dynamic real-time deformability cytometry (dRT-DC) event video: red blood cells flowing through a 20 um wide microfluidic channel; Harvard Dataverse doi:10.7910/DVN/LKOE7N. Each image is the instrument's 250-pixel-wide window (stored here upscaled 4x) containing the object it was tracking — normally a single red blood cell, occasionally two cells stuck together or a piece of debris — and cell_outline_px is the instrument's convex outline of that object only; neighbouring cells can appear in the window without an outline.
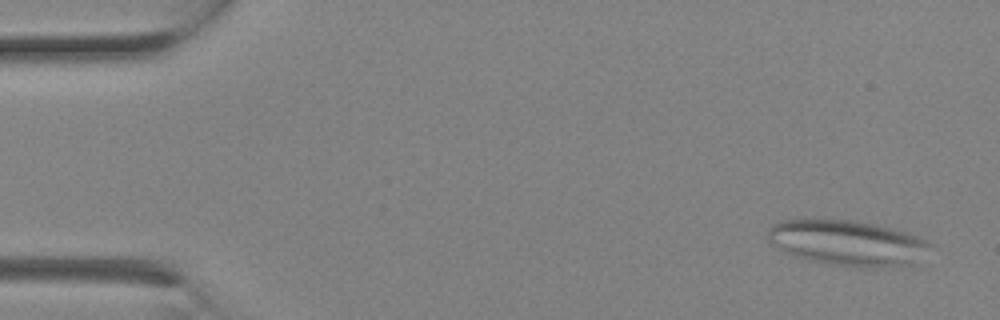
{"species": "Egyptian fruit bat (a non-hibernating species)", "species_latin": "Rousettus aegyptiacus", "temperature_condition": "room temperature", "stored_images_in_passage": 2, "camera_frame_rate_fps": 3000, "um_per_image_px": 0.085, "animal": {"sex": "female"}, "frame": {"image": 1, "passage_image": 1, "time_ms": 0.0, "image_size_px": [1000, 320], "cell_outline_px": [[936, 244], [916, 264], [868, 268], [828, 264], [796, 256], [776, 248], [768, 240], [768, 228], [772, 224], [780, 220], [800, 216], [804, 216], [852, 220], [892, 228], [920, 236]], "centroid_in_image_um": [72.03, 20.6], "position_along_channel_um": 13.0, "area_um2": 44.33}}